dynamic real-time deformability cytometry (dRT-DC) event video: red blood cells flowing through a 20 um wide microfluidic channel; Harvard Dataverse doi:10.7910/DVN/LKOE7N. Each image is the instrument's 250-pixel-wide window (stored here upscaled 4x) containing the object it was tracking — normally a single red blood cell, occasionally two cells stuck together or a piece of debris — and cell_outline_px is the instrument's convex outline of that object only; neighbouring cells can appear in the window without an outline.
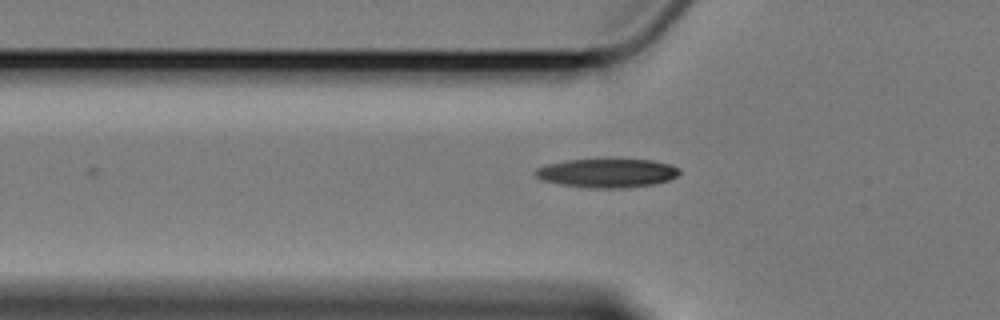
{"species": "Egyptian fruit bat (a non-hibernating species)", "species_latin": "Rousettus aegyptiacus", "temperature_condition": "cold", "stored_images_in_passage": 6, "segment_of_instrument_passage": [1, 2], "camera_frame_rate_fps": 3000, "um_per_image_px": 0.085, "animal": {"sex": "female"}, "frame": {"image": 1, "passage_image": 3, "time_ms": 2.333, "image_size_px": [1000, 320], "cell_outline_px": [[680, 172], [676, 176], [668, 180], [652, 184], [628, 188], [588, 188], [560, 184], [544, 180], [536, 176], [532, 172], [536, 168], [548, 164], [564, 160], [652, 160], [668, 164], [680, 168]], "centroid_in_image_um": [51.58, 14.72], "position_along_channel_um": 74.2, "area_um2": 24.04}}
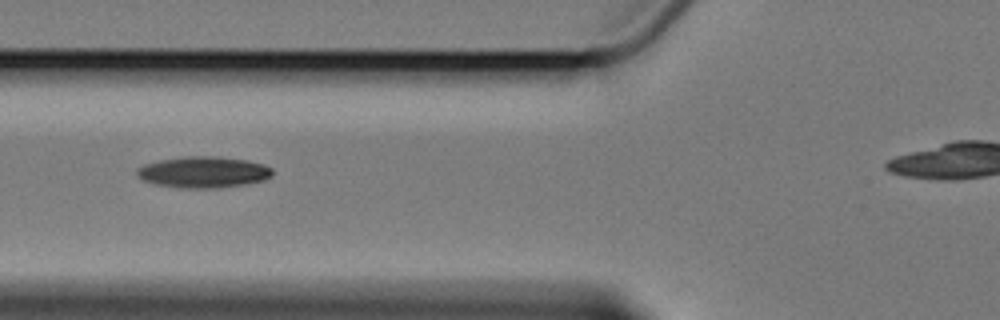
{"frame": {"image": 2, "passage_image": 4, "time_ms": 3.333, "image_size_px": [1000, 320], "cell_outline_px": [[272, 176], [264, 180], [248, 184], [216, 188], [180, 188], [156, 184], [144, 180], [136, 176], [136, 168], [144, 164], [160, 160], [184, 156], [212, 156], [248, 160], [272, 168]], "centroid_in_image_um": [17.27, 14.63], "position_along_channel_um": 108.5, "area_um2": 24.74}}
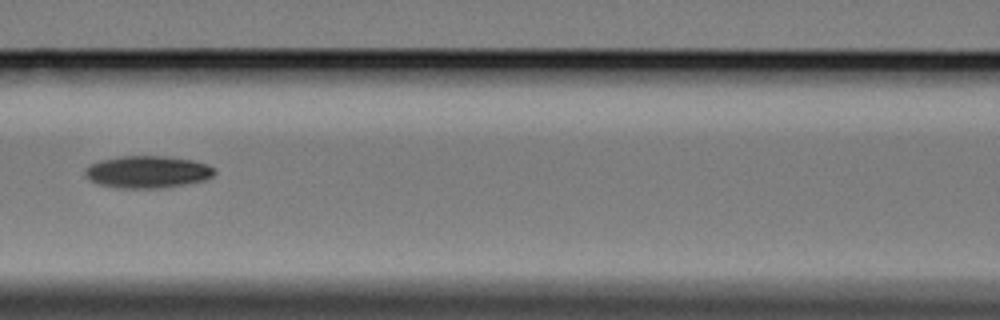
{"frame": {"image": 3, "passage_image": 5, "time_ms": 4.667, "image_size_px": [1000, 320], "cell_outline_px": [[216, 172], [212, 176], [204, 180], [164, 188], [120, 188], [100, 184], [92, 180], [84, 172], [84, 168], [100, 160], [120, 156], [164, 156], [192, 160], [208, 164], [216, 168]], "centroid_in_image_um": [12.58, 14.6], "position_along_channel_um": 154.0, "area_um2": 24.16}}